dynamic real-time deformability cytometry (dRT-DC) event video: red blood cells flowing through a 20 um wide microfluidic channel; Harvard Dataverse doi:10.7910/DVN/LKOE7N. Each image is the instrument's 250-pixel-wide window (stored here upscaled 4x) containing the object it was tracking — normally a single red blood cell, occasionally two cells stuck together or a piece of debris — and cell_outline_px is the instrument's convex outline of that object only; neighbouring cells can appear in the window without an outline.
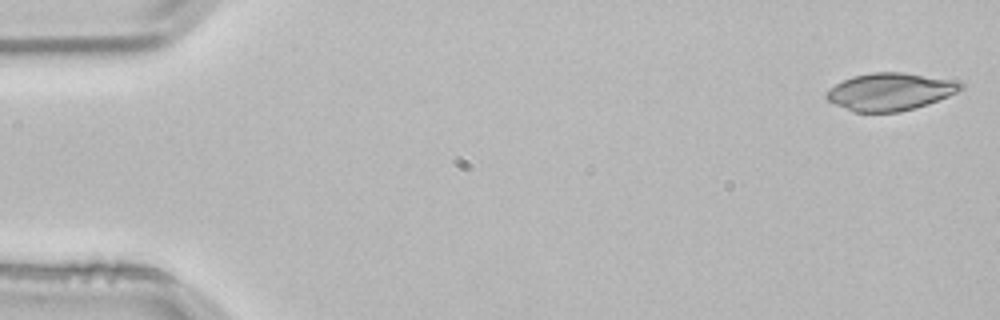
{"species": "common noctule bat (a hibernating species)", "species_latin": "Nyctalus noctula", "temperature_condition": "room temperature", "stored_images_in_passage": 3, "camera_frame_rate_fps": 3000, "um_per_image_px": 0.085, "animal": {"sex": "male", "body_mass_g": 21.5, "forearm_length_mm": 52.0}, "frame": {"image": 1, "passage_image": 1, "time_ms": 0.0, "image_size_px": [1000, 320], "cell_outline_px": [[964, 88], [948, 96], [900, 112], [852, 112], [828, 100], [824, 96], [824, 92], [828, 88], [852, 76], [872, 72], [904, 72], [960, 80], [964, 84]], "centroid_in_image_um": [75.66, 7.77], "position_along_channel_um": 9.3, "area_um2": 29.48}}